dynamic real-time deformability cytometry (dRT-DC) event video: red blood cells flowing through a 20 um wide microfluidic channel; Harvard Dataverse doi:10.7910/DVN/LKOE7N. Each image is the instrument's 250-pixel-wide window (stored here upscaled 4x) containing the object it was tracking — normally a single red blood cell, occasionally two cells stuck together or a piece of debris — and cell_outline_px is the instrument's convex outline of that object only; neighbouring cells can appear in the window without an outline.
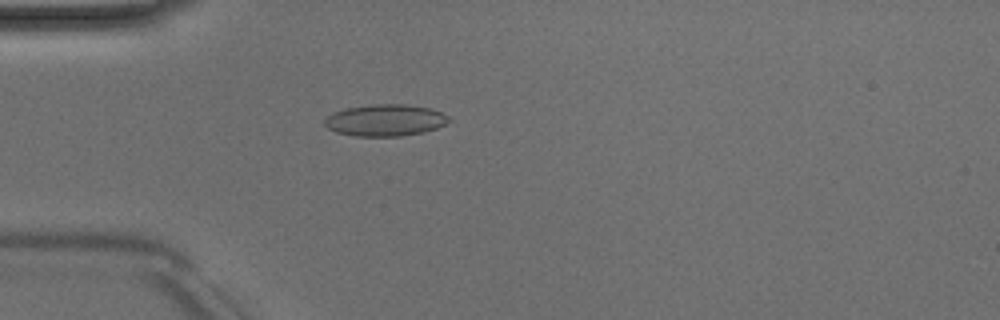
{"species": "Egyptian fruit bat (a non-hibernating species)", "species_latin": "Rousettus aegyptiacus", "temperature_condition": "room temperature", "stored_images_in_passage": 5, "camera_frame_rate_fps": 3000, "um_per_image_px": 0.085, "animal": {"sex": "male"}, "frame": {"image": 1, "passage_image": 5, "time_ms": 5.667, "image_size_px": [1000, 320], "cell_outline_px": [[452, 120], [436, 128], [424, 132], [400, 136], [356, 136], [336, 132], [328, 128], [324, 124], [324, 120], [332, 112], [344, 108], [372, 104], [404, 104], [428, 108], [440, 112], [448, 116]], "centroid_in_image_um": [32.72, 10.21], "position_along_channel_um": 52.3, "area_um2": 22.95}}